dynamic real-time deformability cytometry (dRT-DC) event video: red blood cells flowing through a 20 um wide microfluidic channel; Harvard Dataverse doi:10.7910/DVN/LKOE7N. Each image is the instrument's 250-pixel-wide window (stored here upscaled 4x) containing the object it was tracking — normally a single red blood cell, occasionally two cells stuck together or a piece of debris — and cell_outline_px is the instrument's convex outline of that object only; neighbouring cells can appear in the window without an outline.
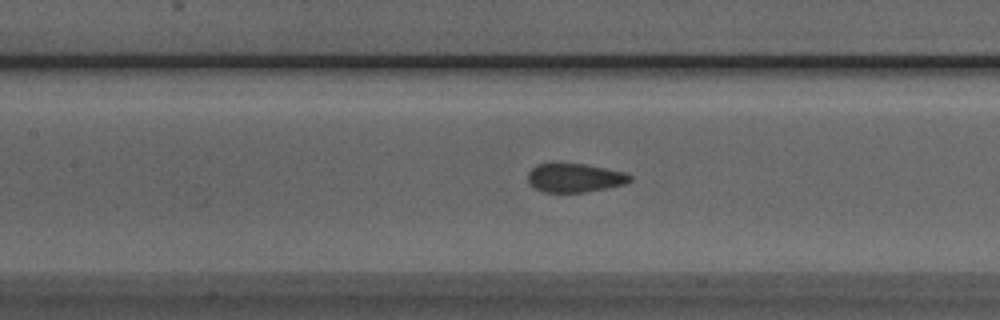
{"species": "Egyptian fruit bat (a non-hibernating species)", "species_latin": "Rousettus aegyptiacus", "temperature_condition": "room temperature", "stored_images_in_passage": 32, "camera_frame_rate_fps": 3000, "um_per_image_px": 0.085, "animal": {"sex": "male"}, "frame": {"image": 1, "passage_image": 10, "time_ms": 3.0, "image_size_px": [1000, 320], "cell_outline_px": [[632, 180], [624, 184], [584, 192], [544, 192], [528, 184], [528, 172], [536, 164], [552, 160], [584, 164], [624, 172], [632, 176]], "centroid_in_image_um": [48.77, 15.07], "position_along_channel_um": 158.6, "area_um2": 17.57}}
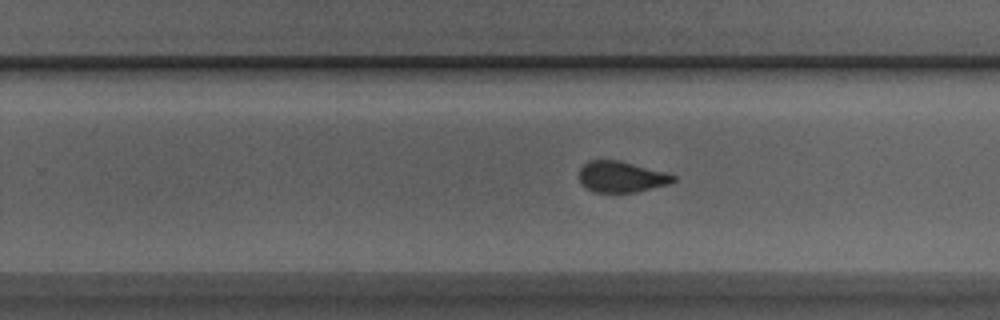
{"frame": {"image": 2, "passage_image": 19, "time_ms": 6.0, "image_size_px": [1000, 320], "cell_outline_px": [[676, 180], [668, 184], [636, 192], [592, 192], [580, 184], [580, 168], [588, 160], [620, 160], [668, 172], [676, 176]], "centroid_in_image_um": [52.82, 15.02], "position_along_channel_um": 277.0, "area_um2": 17.22}}
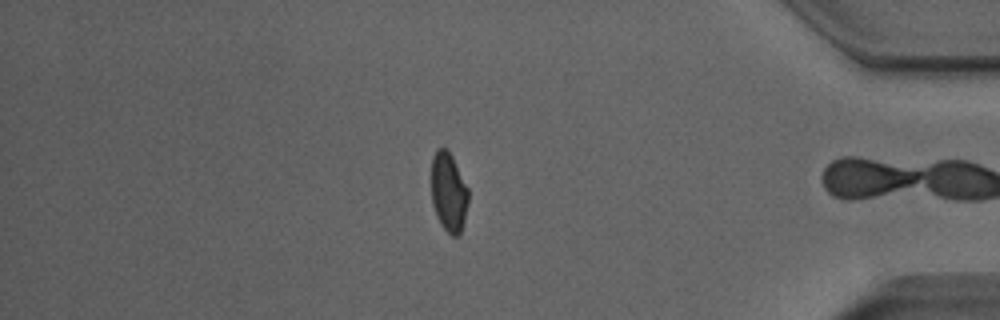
{"frame": {"image": 3, "passage_image": 31, "time_ms": 10.0, "image_size_px": [1000, 320], "cell_outline_px": [[468, 200], [464, 220], [460, 236], [452, 236], [440, 224], [436, 216], [432, 204], [432, 156], [436, 148], [444, 148], [452, 156], [468, 188]], "centroid_in_image_um": [38.13, 16.35], "position_along_channel_um": 397.1, "area_um2": 17.05}, "authors_computed_cell_mechanics": {"area_um2": 18.0625, "velocity_mm_per_s": 3.966, "shape_relaxation_time_tau1_ms": null, "shape_relaxation_time_tau2_ms": 0.9182, "deformation_change_tau1": null, "deformation_change_tau2": 0.0636}}